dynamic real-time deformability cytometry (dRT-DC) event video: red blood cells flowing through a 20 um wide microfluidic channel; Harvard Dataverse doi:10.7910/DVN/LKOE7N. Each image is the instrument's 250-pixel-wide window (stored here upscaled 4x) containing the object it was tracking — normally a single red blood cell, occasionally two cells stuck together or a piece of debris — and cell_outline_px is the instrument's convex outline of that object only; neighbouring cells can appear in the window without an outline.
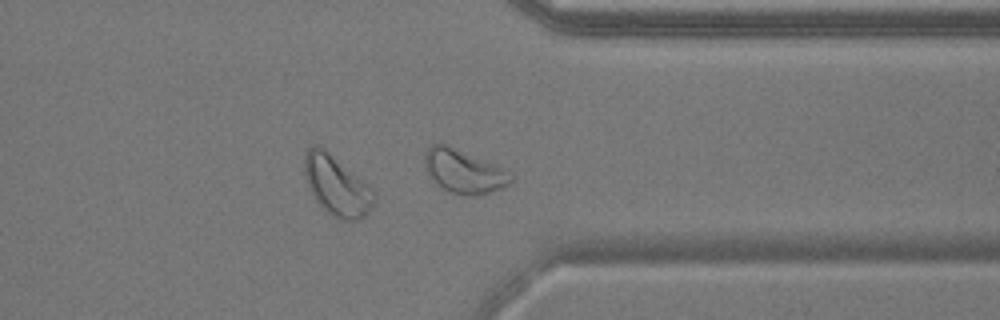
{"species": "common noctule bat (a hibernating species)", "species_latin": "Nyctalus noctula", "temperature_condition": "warm", "stored_images_in_passage": 40, "camera_frame_rate_fps": 3000, "um_per_image_px": 0.085, "animal": {"sex": "male", "body_mass_g": 17.9}, "frame": {"image": 1, "passage_image": 40, "time_ms": 13.0, "image_size_px": [1000, 320], "cell_outline_px": [[512, 180], [504, 188], [476, 196], [464, 196], [448, 192], [436, 184], [424, 168], [424, 156], [428, 148], [432, 144], [448, 144], [496, 164], [512, 176]], "centroid_in_image_um": [39.4, 14.57], "position_along_channel_um": 372.0, "area_um2": 22.14}, "authors_computed_cell_mechanics": {"area_um2": 18.9873, "velocity_mm_per_s": 3.761, "shape_relaxation_time_tau1_ms": null, "shape_relaxation_time_tau2_ms": 7.2884, "deformation_change_tau1": null, "deformation_change_tau2": 0.1436}}